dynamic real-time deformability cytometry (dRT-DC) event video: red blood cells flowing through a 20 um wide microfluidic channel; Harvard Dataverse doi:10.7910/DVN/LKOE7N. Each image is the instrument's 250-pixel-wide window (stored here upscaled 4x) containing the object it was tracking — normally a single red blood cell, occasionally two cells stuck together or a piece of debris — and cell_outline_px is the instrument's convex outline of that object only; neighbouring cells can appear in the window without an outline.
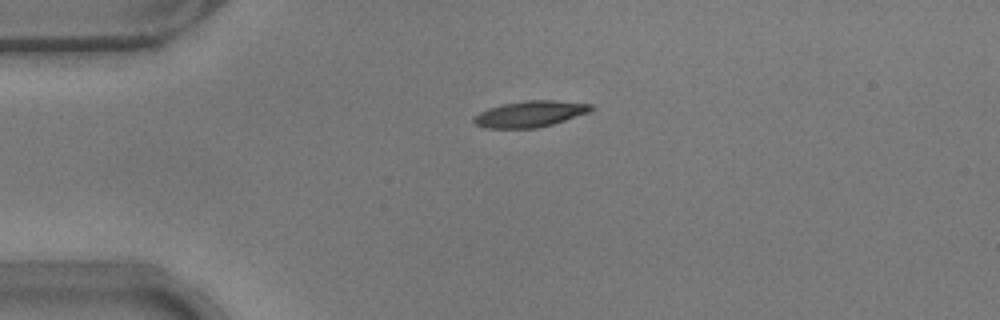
{"species": "common noctule bat (a hibernating species)", "species_latin": "Nyctalus noctula", "temperature_condition": "warm", "stored_images_in_passage": 35, "camera_frame_rate_fps": 3000, "um_per_image_px": 0.085, "animal": {"sex": "male", "body_mass_g": 17.9}, "frame": {"image": 1, "passage_image": 2, "time_ms": 0.333, "image_size_px": [1000, 320], "cell_outline_px": [[596, 108], [588, 112], [552, 124], [536, 128], [484, 128], [476, 124], [472, 120], [480, 112], [488, 108], [504, 104], [528, 100], [556, 100], [592, 104]], "centroid_in_image_um": [45.07, 9.68], "position_along_channel_um": 39.9, "area_um2": 17.69}}
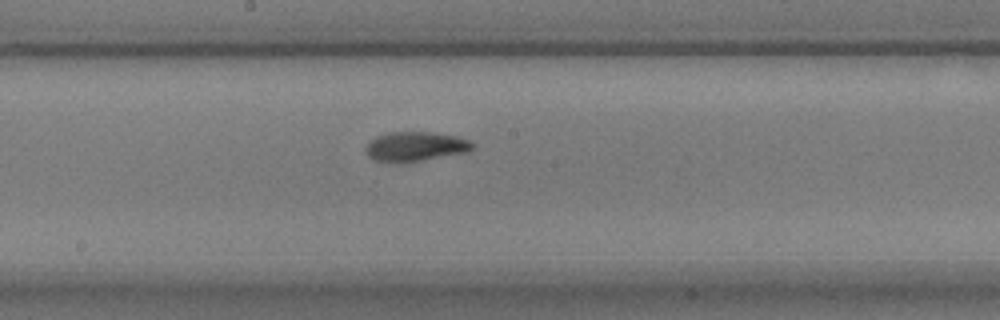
{"frame": {"image": 2, "passage_image": 18, "time_ms": 5.667, "image_size_px": [1000, 320], "cell_outline_px": [[472, 148], [468, 152], [400, 164], [392, 164], [372, 160], [364, 152], [364, 148], [376, 136], [388, 132], [432, 132], [456, 136], [468, 140], [472, 144]], "centroid_in_image_um": [35.23, 12.48], "position_along_channel_um": 213.0, "area_um2": 18.67}}
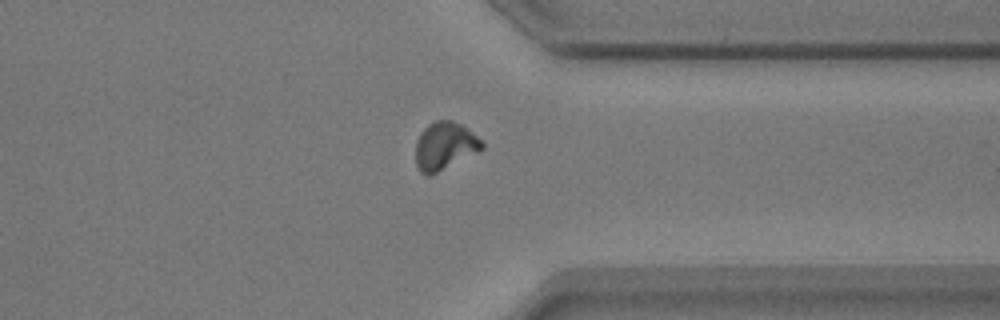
{"frame": {"image": 3, "passage_image": 31, "time_ms": 10.0, "image_size_px": [1000, 320], "cell_outline_px": [[484, 148], [428, 176], [420, 172], [416, 164], [416, 140], [420, 132], [428, 124], [436, 120], [452, 120], [460, 124], [476, 136], [484, 144]], "centroid_in_image_um": [37.75, 12.38], "position_along_channel_um": 373.6, "area_um2": 18.03}, "authors_computed_cell_mechanics": {"area_um2": 18.0336, "velocity_mm_per_s": 3.7735, "shape_relaxation_time_tau1_ms": 4.8212, "shape_relaxation_time_tau2_ms": 1.9457, "deformation_change_tau1": 0.202, "deformation_change_tau2": 0.0602}}